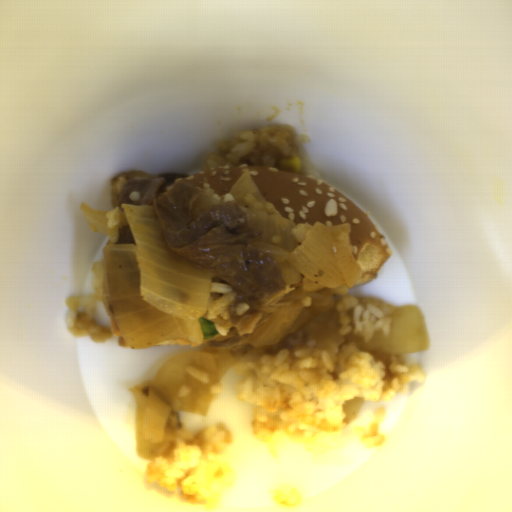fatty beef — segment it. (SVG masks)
Wrapping results in <instances>:
<instances>
[{
	"instance_id": "1",
	"label": "fatty beef",
	"mask_w": 512,
	"mask_h": 512,
	"mask_svg": "<svg viewBox=\"0 0 512 512\" xmlns=\"http://www.w3.org/2000/svg\"><path fill=\"white\" fill-rule=\"evenodd\" d=\"M189 176L128 170L111 180V193L115 210L122 204L153 207L158 233L170 253L203 266L211 272L212 283L227 284L237 293L229 309L227 336L218 333L216 337L204 338L201 348L232 346L231 353L238 359L248 352L274 355L282 349L305 345L308 339H318L322 328L338 332L336 305L339 299L347 297L350 288L340 284L337 288L305 291L302 272L287 261L275 262L254 243L262 230L252 228L251 221L257 216L282 217L277 208L267 200L259 204L246 194L245 203L222 202L197 214L193 206L203 195L201 187L189 181L173 186ZM308 296L313 298L311 306L303 308L286 338L257 347L247 342V336L278 310L292 302L302 303ZM242 302L249 304L250 309L236 316L235 306Z\"/></svg>"
}]
</instances>
